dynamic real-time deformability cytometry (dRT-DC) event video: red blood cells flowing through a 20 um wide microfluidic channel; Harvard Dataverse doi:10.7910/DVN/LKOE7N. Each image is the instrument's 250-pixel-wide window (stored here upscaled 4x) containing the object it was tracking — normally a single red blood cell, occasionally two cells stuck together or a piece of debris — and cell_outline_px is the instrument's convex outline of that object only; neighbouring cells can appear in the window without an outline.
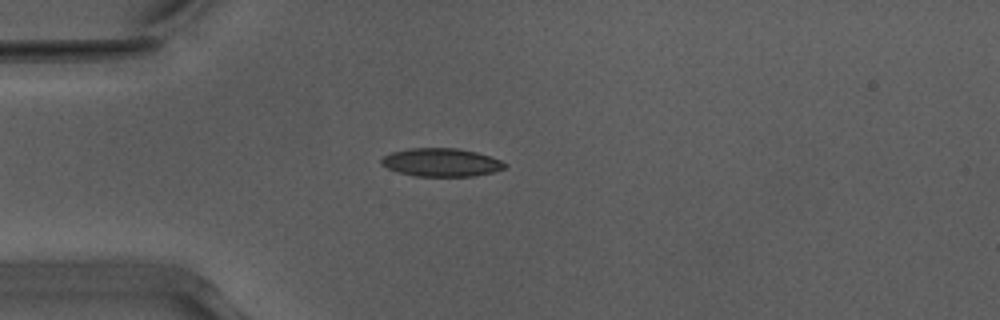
{"species": "Egyptian fruit bat (a non-hibernating species)", "species_latin": "Rousettus aegyptiacus", "temperature_condition": "warm", "stored_images_in_passage": 23, "camera_frame_rate_fps": 3000, "um_per_image_px": 0.085, "animal": {"sex": "male"}, "frame": {"image": 1, "passage_image": 1, "time_ms": 0.0, "image_size_px": [1000, 320], "cell_outline_px": [[508, 164], [504, 168], [492, 172], [472, 176], [416, 176], [396, 172], [380, 164], [380, 160], [384, 156], [392, 152], [408, 148], [456, 148], [476, 152], [500, 160]], "centroid_in_image_um": [37.47, 13.8], "position_along_channel_um": 47.5, "area_um2": 20.23}}
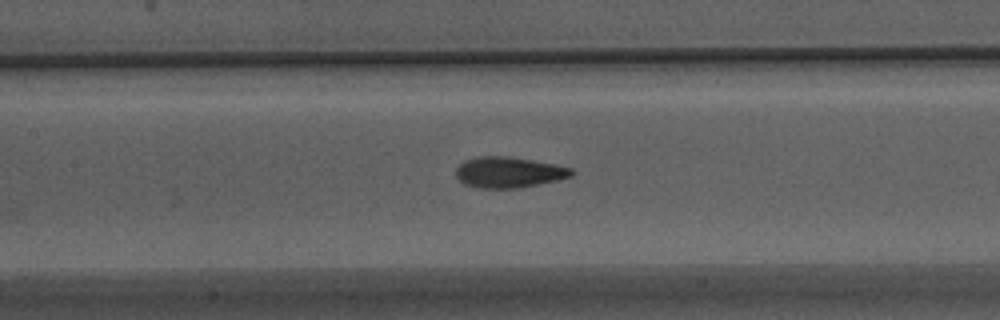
{"frame": {"image": 2, "passage_image": 11, "time_ms": 3.333, "image_size_px": [1000, 320], "cell_outline_px": [[576, 172], [572, 176], [556, 180], [516, 188], [480, 188], [464, 184], [456, 176], [456, 168], [464, 160], [480, 156], [504, 156], [532, 160], [572, 168]], "centroid_in_image_um": [43.22, 14.64], "position_along_channel_um": 164.2, "area_um2": 20.52}}
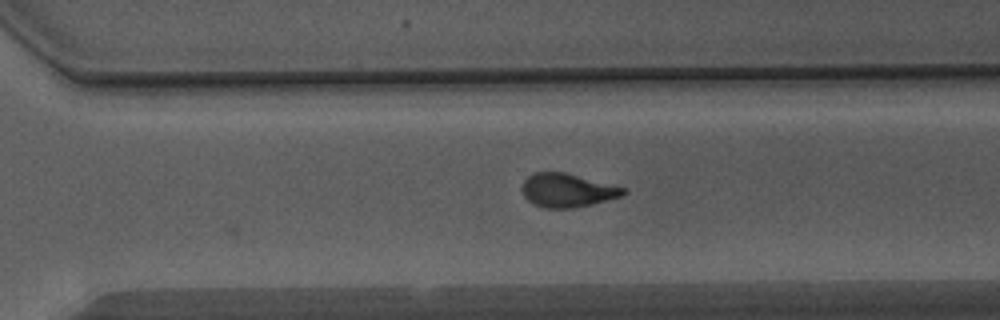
{"frame": {"image": 3, "passage_image": 23, "time_ms": 7.333, "image_size_px": [1000, 320], "cell_outline_px": [[628, 192], [620, 196], [592, 204], [576, 208], [544, 208], [532, 204], [524, 196], [524, 180], [528, 176], [536, 172], [564, 172], [624, 188]], "centroid_in_image_um": [48.2, 16.19], "position_along_channel_um": 322.4, "area_um2": 19.48}}